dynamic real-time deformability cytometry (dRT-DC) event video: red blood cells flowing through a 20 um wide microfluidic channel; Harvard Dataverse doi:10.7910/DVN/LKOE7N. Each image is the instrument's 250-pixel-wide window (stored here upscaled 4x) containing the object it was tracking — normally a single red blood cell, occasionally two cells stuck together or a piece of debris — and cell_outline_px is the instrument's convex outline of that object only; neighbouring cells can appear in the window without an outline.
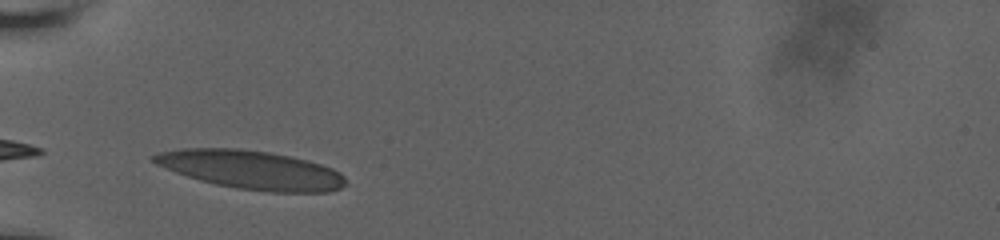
{"species": "human", "species_latin": "Homo sapiens", "temperature_condition": "room temperature", "stored_images_in_passage": 29, "camera_frame_rate_fps": 3000, "um_per_image_px": 0.085, "donor": {"sex": "male"}, "frame": {"image": 1, "passage_image": 1, "time_ms": 0.0, "image_size_px": [1000, 240], "cell_outline_px": [[348, 184], [340, 188], [328, 192], [268, 192], [236, 188], [216, 184], [200, 180], [176, 172], [156, 164], [148, 156], [156, 152], [180, 148], [240, 148], [268, 152], [292, 156], [320, 164], [332, 168], [340, 172], [344, 176]], "centroid_in_image_um": [21.35, 14.42], "position_along_channel_um": 63.7, "area_um2": 43.41}}
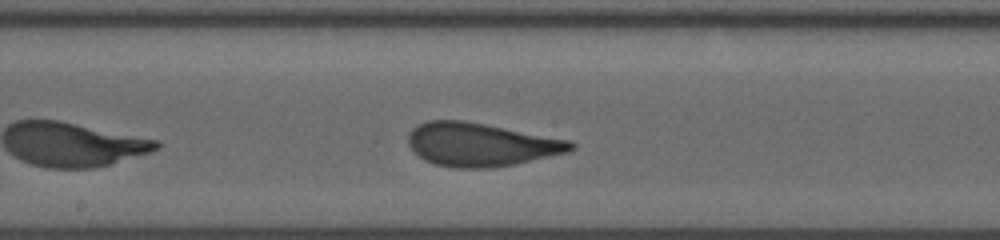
{"frame": {"image": 2, "passage_image": 13, "time_ms": 4.0, "image_size_px": [1000, 240], "cell_outline_px": [[576, 148], [568, 152], [516, 164], [492, 168], [452, 168], [436, 164], [424, 160], [408, 144], [408, 132], [416, 124], [428, 120], [464, 120], [568, 140], [576, 144]], "centroid_in_image_um": [40.84, 12.29], "position_along_channel_um": 207.4, "area_um2": 41.1}}
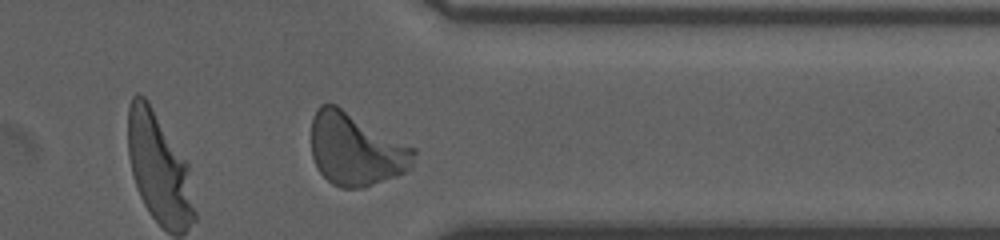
{"frame": {"image": 3, "passage_image": 27, "time_ms": 8.667, "image_size_px": [1000, 240], "cell_outline_px": [[416, 152], [412, 168], [396, 176], [364, 188], [340, 188], [332, 184], [316, 168], [312, 156], [312, 116], [316, 108], [320, 104], [336, 104], [416, 148]], "centroid_in_image_um": [30.25, 12.69], "position_along_channel_um": 381.1, "area_um2": 43.81}, "authors_computed_cell_mechanics": {"area_um2": 40.5756, "velocity_mm_per_s": 3.7874, "shape_relaxation_time_tau1_ms": 4.0735, "shape_relaxation_time_tau2_ms": null, "deformation_change_tau1": 0.1686, "deformation_change_tau2": null}}